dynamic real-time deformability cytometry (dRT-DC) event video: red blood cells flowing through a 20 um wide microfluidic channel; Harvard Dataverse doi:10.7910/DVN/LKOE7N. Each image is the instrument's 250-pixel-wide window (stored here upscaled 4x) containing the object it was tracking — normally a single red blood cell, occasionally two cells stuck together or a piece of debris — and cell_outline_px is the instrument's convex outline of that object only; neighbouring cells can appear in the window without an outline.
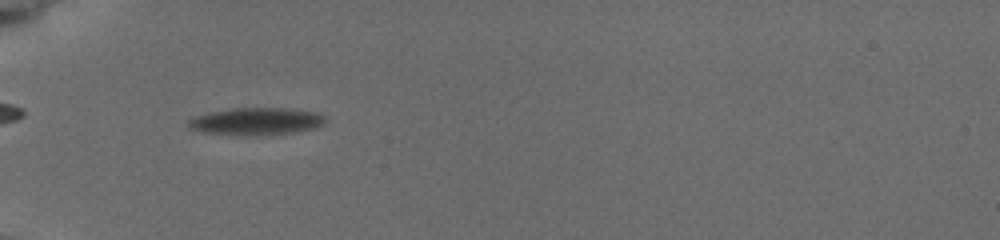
{"species": "common noctule bat (a hibernating species)", "species_latin": "Nyctalus noctula", "temperature_condition": "cold", "stored_images_in_passage": 2, "camera_frame_rate_fps": 3000, "um_per_image_px": 0.085, "animal": {"sex": "female", "body_mass_g": 19.5, "forearm_length_mm": 54.1}, "frame": {"image": 1, "passage_image": 1, "time_ms": 0.0, "image_size_px": [1000, 240], "cell_outline_px": [[324, 120], [320, 124], [312, 128], [292, 132], [204, 132], [192, 128], [188, 124], [188, 120], [196, 116], [212, 112], [236, 108], [280, 108], [312, 112], [324, 116]], "centroid_in_image_um": [21.76, 10.25], "position_along_channel_um": 63.2, "area_um2": 19.71}}